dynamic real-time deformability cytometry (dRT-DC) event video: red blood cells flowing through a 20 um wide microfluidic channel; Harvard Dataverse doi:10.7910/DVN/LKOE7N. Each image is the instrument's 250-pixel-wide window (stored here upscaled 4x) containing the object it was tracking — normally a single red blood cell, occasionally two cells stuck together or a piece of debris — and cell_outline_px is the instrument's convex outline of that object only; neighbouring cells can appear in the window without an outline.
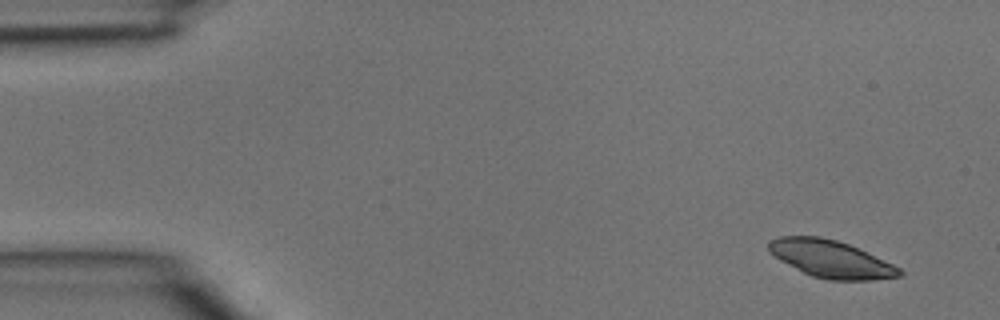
{"species": "common noctule bat (a hibernating species)", "species_latin": "Nyctalus noctula", "temperature_condition": "room temperature", "stored_images_in_passage": 3, "camera_frame_rate_fps": 3000, "um_per_image_px": 0.085, "animal": {"sex": "male", "body_mass_g": 15.6}, "frame": {"image": 1, "passage_image": 1, "time_ms": 0.0, "image_size_px": [1000, 320], "cell_outline_px": [[904, 272], [900, 276], [872, 280], [828, 280], [812, 276], [780, 260], [768, 248], [768, 244], [772, 240], [780, 236], [820, 236], [836, 240], [848, 244], [892, 264], [900, 268]], "centroid_in_image_um": [70.64, 22.02], "position_along_channel_um": 14.4, "area_um2": 27.92}}